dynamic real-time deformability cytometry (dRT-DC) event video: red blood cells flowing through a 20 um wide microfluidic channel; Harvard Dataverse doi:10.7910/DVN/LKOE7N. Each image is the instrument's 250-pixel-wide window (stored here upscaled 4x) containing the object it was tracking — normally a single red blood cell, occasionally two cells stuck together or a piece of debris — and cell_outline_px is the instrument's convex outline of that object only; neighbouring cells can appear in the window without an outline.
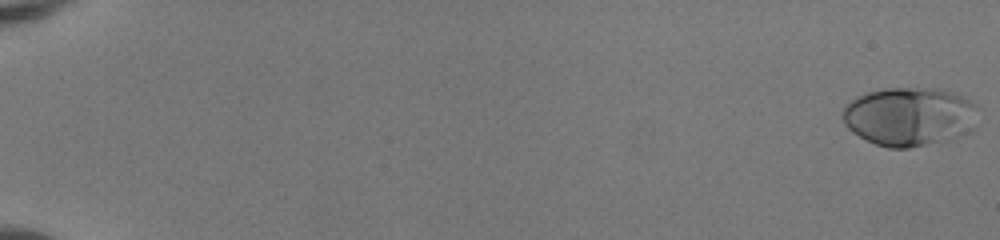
{"species": "human", "species_latin": "Homo sapiens", "temperature_condition": "room temperature", "stored_images_in_passage": 52, "camera_frame_rate_fps": 3000, "um_per_image_px": 0.085, "donor": {"sex": "female"}, "frame": {"image": 1, "passage_image": 1, "time_ms": 0.0, "image_size_px": [1000, 240], "cell_outline_px": [[980, 108], [972, 132], [952, 140], [908, 148], [888, 148], [876, 144], [852, 132], [844, 124], [840, 112], [844, 104], [856, 96], [868, 92], [884, 88], [940, 88], [956, 92], [972, 100]], "centroid_in_image_um": [77.35, 9.89], "position_along_channel_um": 7.7, "area_um2": 47.69}}
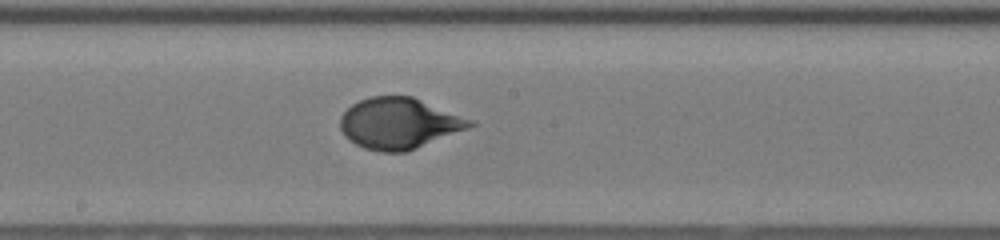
{"frame": {"image": 2, "passage_image": 31, "time_ms": 10.0, "image_size_px": [1000, 240], "cell_outline_px": [[476, 124], [468, 128], [416, 148], [404, 152], [380, 152], [364, 148], [356, 144], [340, 128], [340, 116], [352, 104], [360, 100], [372, 96], [412, 96], [472, 120]], "centroid_in_image_um": [33.91, 10.48], "position_along_channel_um": 214.3, "area_um2": 37.97}}
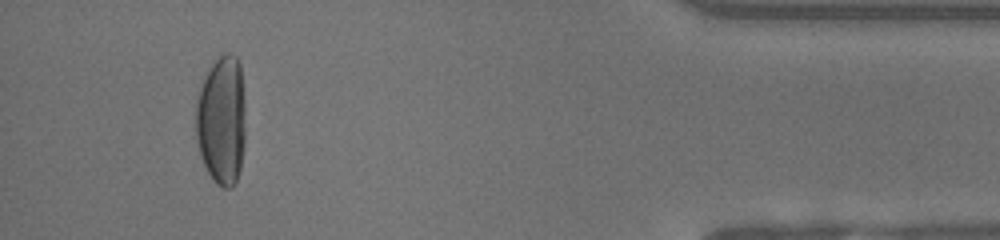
{"frame": {"image": 3, "passage_image": 49, "time_ms": 16.0, "image_size_px": [1000, 240], "cell_outline_px": [[244, 148], [240, 172], [232, 188], [224, 188], [216, 184], [212, 180], [204, 164], [196, 140], [196, 104], [200, 88], [212, 64], [220, 56], [228, 52], [236, 56], [240, 64], [244, 100]], "centroid_in_image_um": [18.85, 10.26], "position_along_channel_um": 416.4, "area_um2": 37.45}, "authors_computed_cell_mechanics": {"area_um2": 38.5815, "velocity_mm_per_s": 4.1604, "shape_relaxation_time_tau1_ms": 4.162, "shape_relaxation_time_tau2_ms": null, "deformation_change_tau1": 0.2291, "deformation_change_tau2": null}}